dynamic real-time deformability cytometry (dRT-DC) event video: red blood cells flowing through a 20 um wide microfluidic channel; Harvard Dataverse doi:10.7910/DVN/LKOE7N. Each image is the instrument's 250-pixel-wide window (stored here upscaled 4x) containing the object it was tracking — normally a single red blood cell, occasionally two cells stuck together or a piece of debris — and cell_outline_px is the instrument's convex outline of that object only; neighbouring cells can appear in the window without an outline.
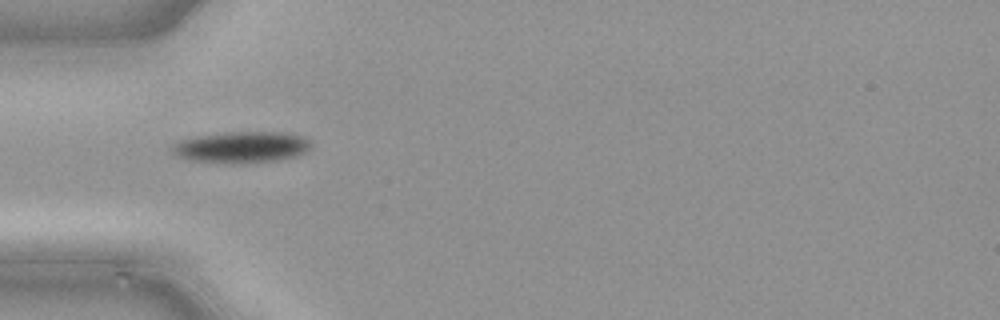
{"species": "common noctule bat (a hibernating species)", "species_latin": "Nyctalus noctula", "temperature_condition": "cold", "stored_images_in_passage": 34, "camera_frame_rate_fps": 3000, "um_per_image_px": 0.085, "animal": {"sex": "male", "body_mass_g": 21.5, "forearm_length_mm": 52.0}, "frame": {"image": 1, "passage_image": 1, "time_ms": 0.0, "image_size_px": [1000, 320], "cell_outline_px": [[308, 148], [304, 152], [296, 156], [276, 160], [192, 160], [180, 156], [172, 152], [172, 148], [180, 140], [200, 136], [228, 132], [280, 132], [300, 136], [308, 140]], "centroid_in_image_um": [20.55, 12.45], "position_along_channel_um": 64.5, "area_um2": 23.47}}
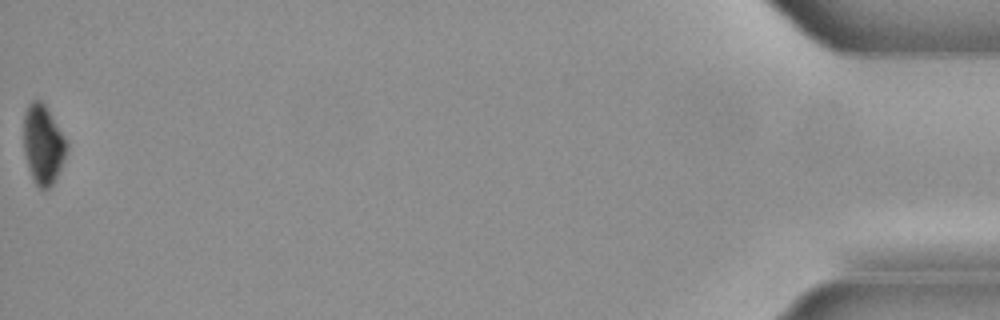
{"frame": {"image": 2, "passage_image": 34, "time_ms": 11.0, "image_size_px": [1000, 320], "cell_outline_px": [[68, 152], [52, 184], [48, 188], [40, 188], [36, 184], [28, 168], [24, 152], [24, 112], [28, 104], [32, 100], [40, 100], [48, 108], [64, 136], [68, 144]], "centroid_in_image_um": [3.66, 12.24], "position_along_channel_um": 431.5, "area_um2": 19.83}}